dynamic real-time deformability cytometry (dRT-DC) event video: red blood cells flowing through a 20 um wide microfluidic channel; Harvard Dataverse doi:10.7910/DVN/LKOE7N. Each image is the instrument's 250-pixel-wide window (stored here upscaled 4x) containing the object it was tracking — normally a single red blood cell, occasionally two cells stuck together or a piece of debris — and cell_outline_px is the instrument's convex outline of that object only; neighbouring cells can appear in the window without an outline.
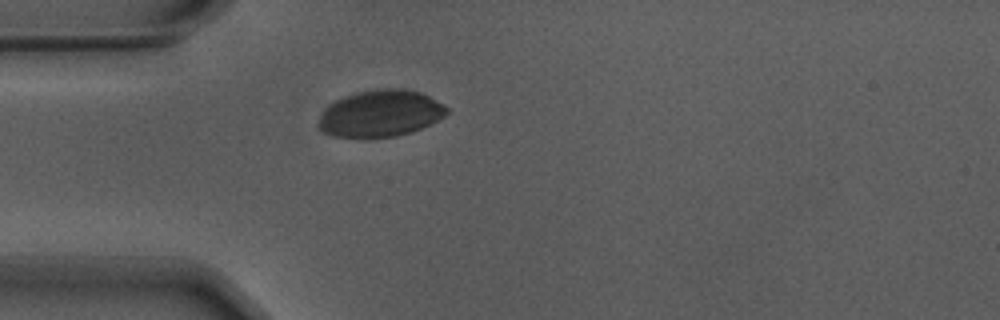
{"species": "Egyptian fruit bat (a non-hibernating species)", "species_latin": "Rousettus aegyptiacus", "temperature_condition": "warm", "stored_images_in_passage": 41, "camera_frame_rate_fps": 3000, "um_per_image_px": 0.085, "animal": {"sex": "male"}, "frame": {"image": 1, "passage_image": 1, "time_ms": 0.0, "image_size_px": [1000, 320], "cell_outline_px": [[448, 112], [444, 116], [412, 132], [396, 136], [364, 140], [336, 136], [324, 132], [320, 128], [320, 116], [324, 108], [328, 104], [344, 96], [356, 92], [376, 88], [404, 88], [420, 92], [428, 96], [448, 108]], "centroid_in_image_um": [32.3, 9.66], "position_along_channel_um": 52.7, "area_um2": 35.26}}
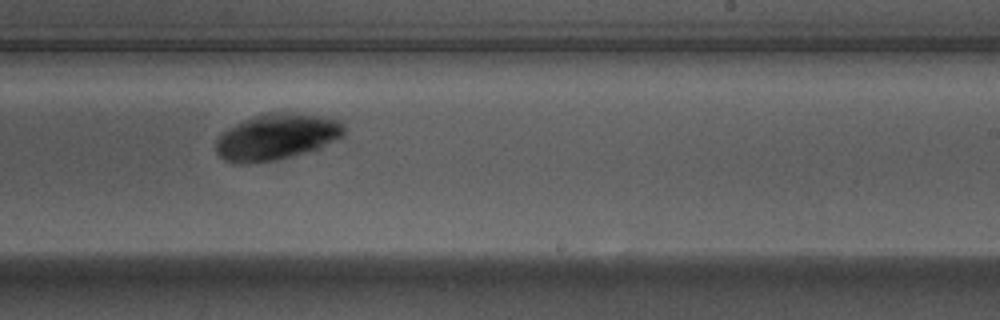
{"frame": {"image": 2, "passage_image": 19, "time_ms": 6.0, "image_size_px": [1000, 320], "cell_outline_px": [[344, 136], [320, 148], [292, 156], [276, 160], [244, 164], [236, 164], [224, 160], [216, 152], [216, 140], [228, 128], [252, 116], [268, 112], [292, 112], [324, 116], [340, 120], [344, 124]], "centroid_in_image_um": [23.53, 11.62], "position_along_channel_um": 265.5, "area_um2": 34.74}}
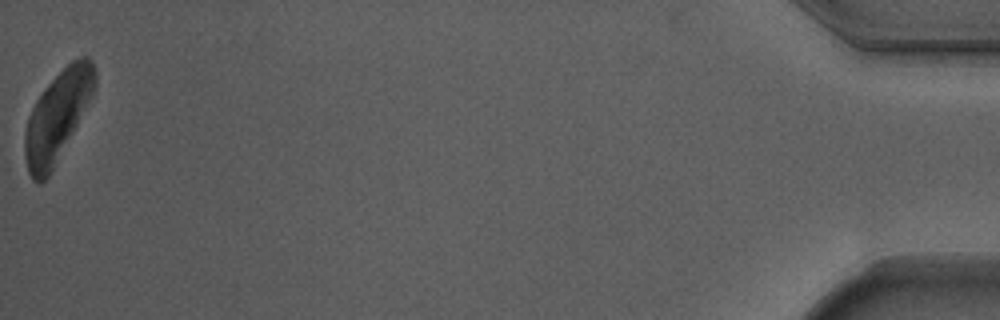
{"frame": {"image": 3, "passage_image": 41, "time_ms": 13.333, "image_size_px": [1000, 320], "cell_outline_px": [[96, 84], [92, 96], [48, 176], [40, 184], [32, 180], [28, 172], [24, 156], [24, 132], [28, 116], [36, 100], [44, 88], [72, 60], [80, 56], [88, 56], [92, 60], [96, 72]], "centroid_in_image_um": [4.86, 9.86], "position_along_channel_um": 430.3, "area_um2": 36.18}}